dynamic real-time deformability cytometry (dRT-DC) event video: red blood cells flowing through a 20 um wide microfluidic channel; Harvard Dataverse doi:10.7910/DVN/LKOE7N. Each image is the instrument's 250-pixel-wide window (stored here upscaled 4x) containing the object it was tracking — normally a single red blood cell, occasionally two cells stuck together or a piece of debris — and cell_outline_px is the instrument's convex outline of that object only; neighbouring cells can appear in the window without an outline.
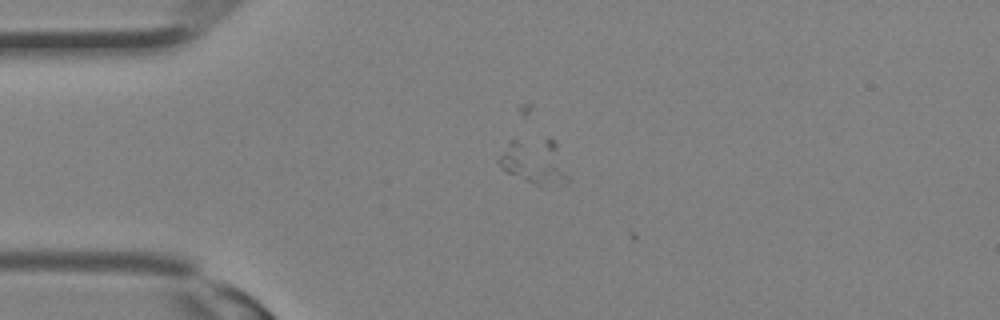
{"species": "Egyptian fruit bat (a non-hibernating species)", "species_latin": "Rousettus aegyptiacus", "temperature_condition": "room temperature", "stored_images_in_passage": 12, "segment_of_instrument_passage": [1, 2], "camera_frame_rate_fps": 3000, "um_per_image_px": 0.085, "animal": {"sex": "female"}, "frame": {"image": 1, "passage_image": 1, "time_ms": 0.0, "image_size_px": [1000, 320], "cell_outline_px": [[568, 180], [564, 184], [536, 184], [508, 172], [500, 164], [500, 156], [512, 140], [516, 140], [552, 164]], "centroid_in_image_um": [45.03, 14.06], "position_along_channel_um": 40.0, "area_um2": 11.91}}